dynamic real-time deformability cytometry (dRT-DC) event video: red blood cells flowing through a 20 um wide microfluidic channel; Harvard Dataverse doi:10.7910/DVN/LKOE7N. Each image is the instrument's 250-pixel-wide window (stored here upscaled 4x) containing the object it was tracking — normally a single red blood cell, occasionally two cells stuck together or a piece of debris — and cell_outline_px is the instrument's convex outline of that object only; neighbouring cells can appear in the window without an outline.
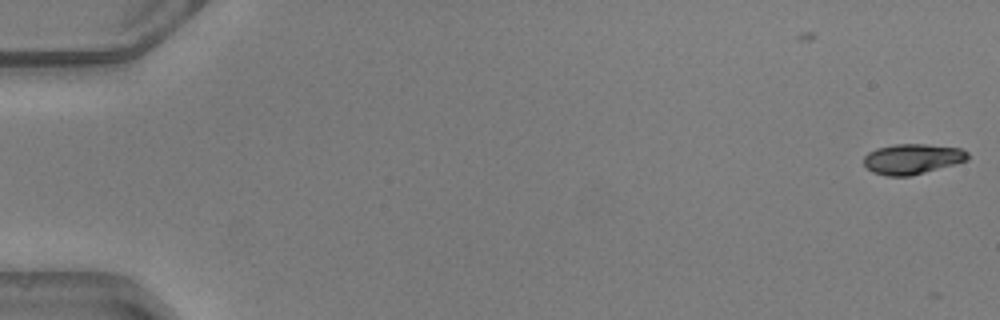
{"species": "common noctule bat (a hibernating species)", "species_latin": "Nyctalus noctula", "temperature_condition": "warm", "stored_images_in_passage": 45, "camera_frame_rate_fps": 3000, "um_per_image_px": 0.085, "animal": {"sex": "male", "body_mass_g": 20.5, "forearm_length_mm": 52.5}, "frame": {"image": 1, "passage_image": 1, "time_ms": 0.0, "image_size_px": [1000, 320], "cell_outline_px": [[968, 160], [924, 172], [908, 176], [888, 176], [872, 172], [864, 164], [864, 156], [868, 152], [876, 148], [896, 144], [924, 144], [960, 148], [968, 152]], "centroid_in_image_um": [77.52, 13.5], "position_along_channel_um": 7.5, "area_um2": 18.15}}
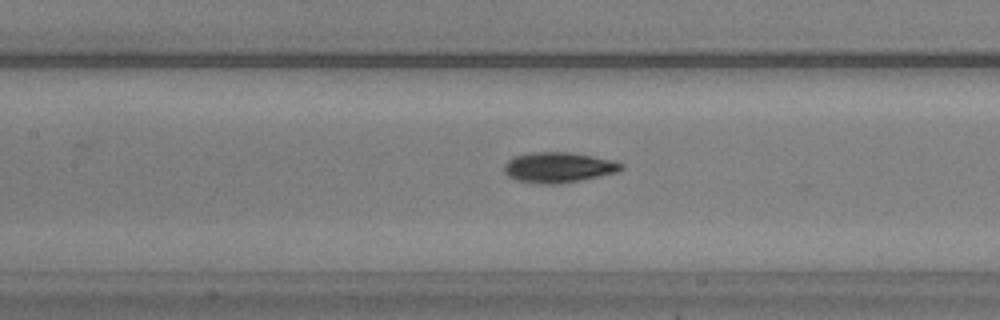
{"frame": {"image": 2, "passage_image": 24, "time_ms": 7.667, "image_size_px": [1000, 320], "cell_outline_px": [[624, 168], [616, 172], [556, 184], [540, 184], [516, 180], [508, 176], [504, 172], [504, 164], [508, 160], [516, 156], [532, 152], [572, 152], [616, 160], [624, 164]], "centroid_in_image_um": [47.47, 14.21], "position_along_channel_um": 159.9, "area_um2": 20.63}}
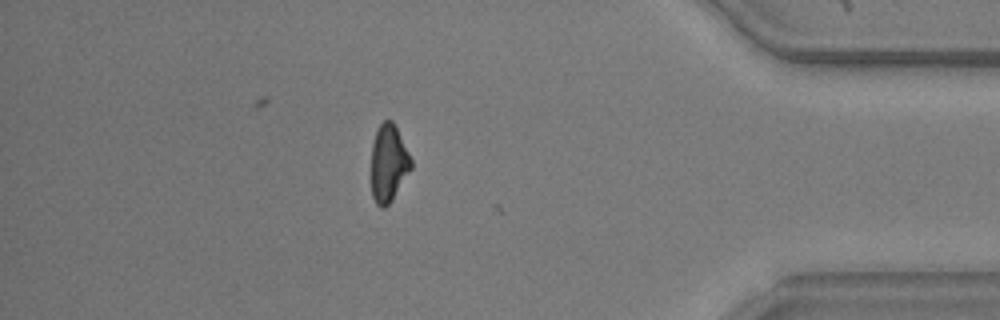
{"frame": {"image": 3, "passage_image": 44, "time_ms": 14.333, "image_size_px": [1000, 320], "cell_outline_px": [[412, 168], [392, 200], [384, 208], [380, 208], [376, 204], [372, 196], [372, 144], [376, 132], [380, 124], [384, 120], [392, 120], [412, 160]], "centroid_in_image_um": [33.02, 13.9], "position_along_channel_um": 402.2, "area_um2": 17.74}, "authors_computed_cell_mechanics": {"area_um2": 19.2474, "velocity_mm_per_s": 4.1526, "shape_relaxation_time_tau1_ms": 2.7927, "shape_relaxation_time_tau2_ms": 3.7952, "deformation_change_tau1": 0.1638, "deformation_change_tau2": 0.103}}